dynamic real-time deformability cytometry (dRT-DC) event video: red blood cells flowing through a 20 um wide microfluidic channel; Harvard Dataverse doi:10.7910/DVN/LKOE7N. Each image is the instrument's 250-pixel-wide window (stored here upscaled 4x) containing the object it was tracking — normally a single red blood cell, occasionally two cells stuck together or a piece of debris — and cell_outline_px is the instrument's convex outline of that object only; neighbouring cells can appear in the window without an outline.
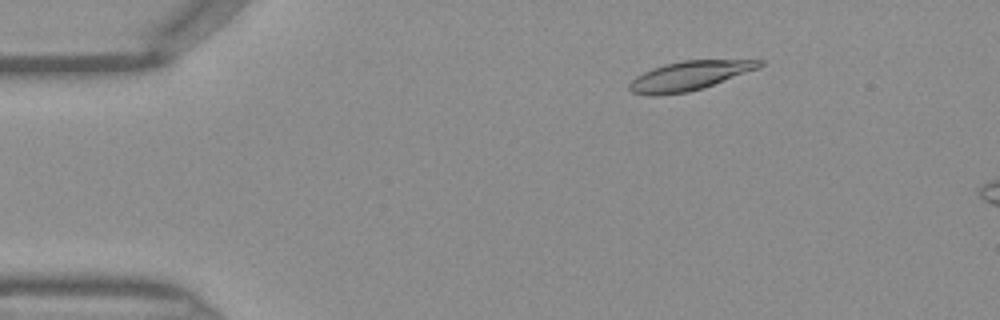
{"species": "Egyptian fruit bat (a non-hibernating species)", "species_latin": "Rousettus aegyptiacus", "temperature_condition": "warm", "stored_images_in_passage": 43, "camera_frame_rate_fps": 3000, "um_per_image_px": 0.085, "frame": {"image": 1, "passage_image": 4, "time_ms": 1.0, "image_size_px": [1000, 320], "cell_outline_px": [[764, 64], [760, 68], [704, 88], [688, 92], [656, 96], [648, 96], [632, 92], [628, 88], [628, 84], [636, 76], [652, 68], [664, 64], [684, 60], [764, 60]], "centroid_in_image_um": [58.59, 6.45], "position_along_channel_um": 26.4, "area_um2": 22.31}}
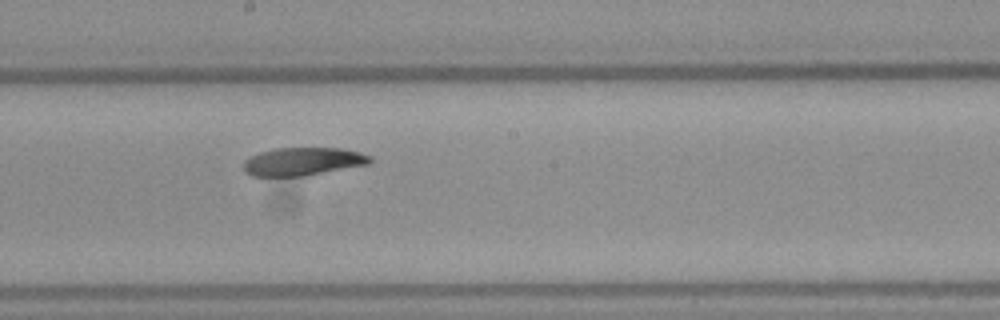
{"frame": {"image": 2, "passage_image": 22, "time_ms": 7.0, "image_size_px": [1000, 320], "cell_outline_px": [[372, 160], [368, 164], [304, 176], [252, 176], [244, 172], [244, 160], [260, 152], [276, 148], [344, 148], [360, 152], [372, 156]], "centroid_in_image_um": [25.75, 13.72], "position_along_channel_um": 222.4, "area_um2": 20.69}}
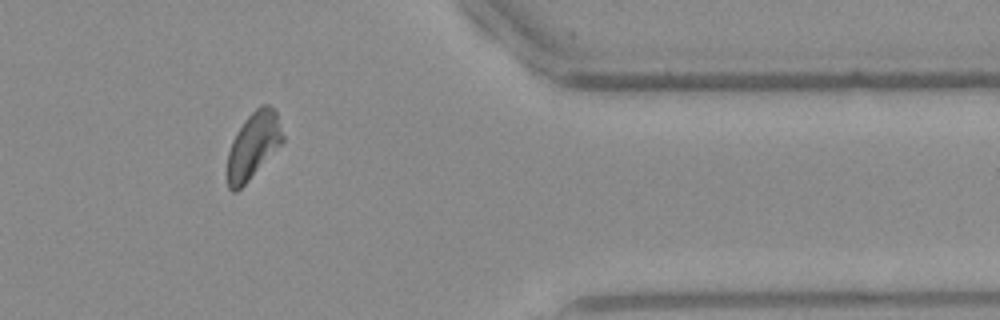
{"frame": {"image": 3, "passage_image": 35, "time_ms": 11.333, "image_size_px": [1000, 320], "cell_outline_px": [[284, 140], [248, 180], [236, 192], [232, 192], [228, 188], [224, 172], [228, 152], [232, 140], [236, 132], [244, 120], [260, 104], [268, 104], [276, 112], [284, 136]], "centroid_in_image_um": [21.46, 12.39], "position_along_channel_um": 389.9, "area_um2": 21.5}}